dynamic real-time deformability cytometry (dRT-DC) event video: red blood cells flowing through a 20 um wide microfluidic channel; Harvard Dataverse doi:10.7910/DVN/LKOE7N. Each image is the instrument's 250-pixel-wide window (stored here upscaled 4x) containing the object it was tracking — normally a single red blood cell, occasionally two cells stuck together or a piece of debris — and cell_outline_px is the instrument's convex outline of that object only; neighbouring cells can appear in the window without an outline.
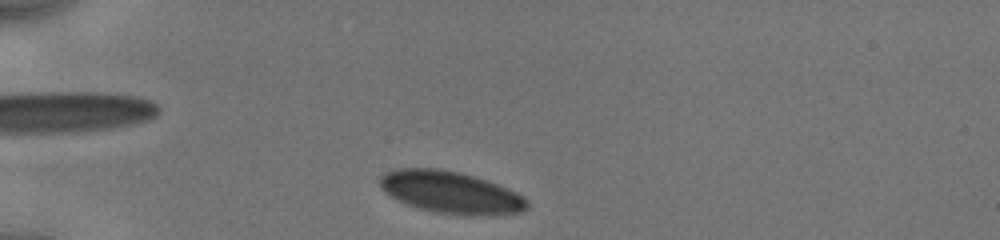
{"species": "human", "species_latin": "Homo sapiens", "temperature_condition": "cold", "stored_images_in_passage": 7, "camera_frame_rate_fps": 3000, "um_per_image_px": 0.085, "donor": {"sex": "male"}, "frame": {"image": 1, "passage_image": 2, "time_ms": 0.333, "image_size_px": [1000, 240], "cell_outline_px": [[528, 208], [520, 212], [488, 216], [464, 216], [436, 212], [420, 208], [408, 204], [384, 192], [380, 184], [380, 176], [396, 168], [436, 168], [460, 172], [496, 184], [516, 192], [528, 200]], "centroid_in_image_um": [38.34, 16.36], "position_along_channel_um": 46.7, "area_um2": 35.89}}